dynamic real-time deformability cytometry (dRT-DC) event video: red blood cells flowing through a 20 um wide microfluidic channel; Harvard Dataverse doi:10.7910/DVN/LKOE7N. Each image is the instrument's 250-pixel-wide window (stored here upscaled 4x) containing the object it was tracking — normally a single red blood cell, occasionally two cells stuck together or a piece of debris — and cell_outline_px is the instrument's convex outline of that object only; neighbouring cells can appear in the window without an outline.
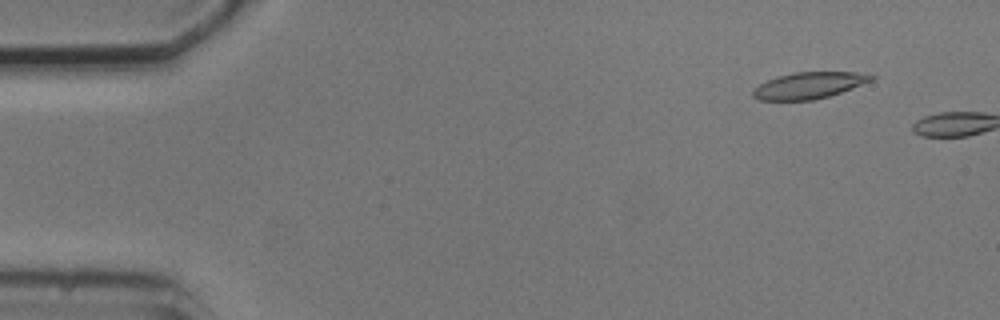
{"species": "common noctule bat (a hibernating species)", "species_latin": "Nyctalus noctula", "temperature_condition": "cold", "stored_images_in_passage": 3, "camera_frame_rate_fps": 3000, "um_per_image_px": 0.085, "animal": {"sex": "male", "body_mass_g": 20.5, "forearm_length_mm": 52.5}, "frame": {"image": 1, "passage_image": 2, "time_ms": 1.0, "image_size_px": [1000, 320], "cell_outline_px": [[876, 76], [872, 80], [852, 88], [828, 96], [812, 100], [760, 100], [752, 96], [752, 88], [776, 76], [796, 72], [856, 72]], "centroid_in_image_um": [68.71, 7.26], "position_along_channel_um": 16.3, "area_um2": 18.09}}